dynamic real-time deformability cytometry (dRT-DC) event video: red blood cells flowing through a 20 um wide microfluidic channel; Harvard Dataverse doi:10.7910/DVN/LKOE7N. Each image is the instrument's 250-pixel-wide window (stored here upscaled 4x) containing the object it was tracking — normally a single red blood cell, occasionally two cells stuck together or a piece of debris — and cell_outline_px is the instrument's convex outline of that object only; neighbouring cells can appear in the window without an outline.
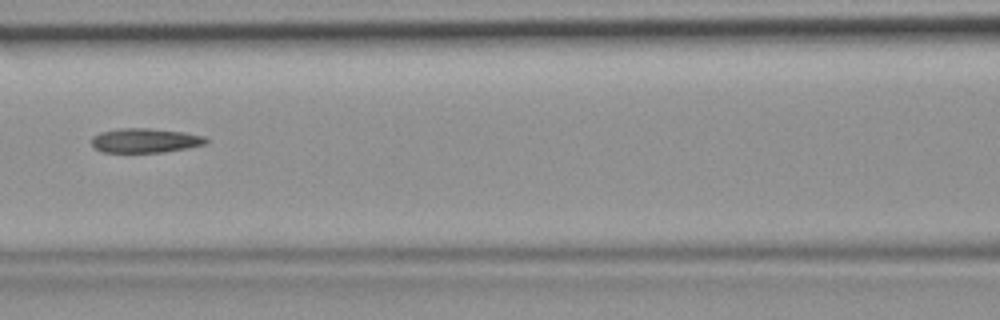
{"species": "common noctule bat (a hibernating species)", "species_latin": "Nyctalus noctula", "temperature_condition": "room temperature", "stored_images_in_passage": 5, "camera_frame_rate_fps": 3000, "um_per_image_px": 0.085, "animal": {"sex": "female", "body_mass_g": 19.9}, "frame": {"image": 1, "passage_image": 5, "time_ms": 1.333, "image_size_px": [1000, 320], "cell_outline_px": [[208, 144], [188, 148], [164, 152], [100, 152], [92, 144], [92, 136], [100, 132], [120, 128], [148, 128], [184, 132], [204, 136], [208, 140]], "centroid_in_image_um": [12.36, 11.94], "position_along_channel_um": 154.2, "area_um2": 16.36}}